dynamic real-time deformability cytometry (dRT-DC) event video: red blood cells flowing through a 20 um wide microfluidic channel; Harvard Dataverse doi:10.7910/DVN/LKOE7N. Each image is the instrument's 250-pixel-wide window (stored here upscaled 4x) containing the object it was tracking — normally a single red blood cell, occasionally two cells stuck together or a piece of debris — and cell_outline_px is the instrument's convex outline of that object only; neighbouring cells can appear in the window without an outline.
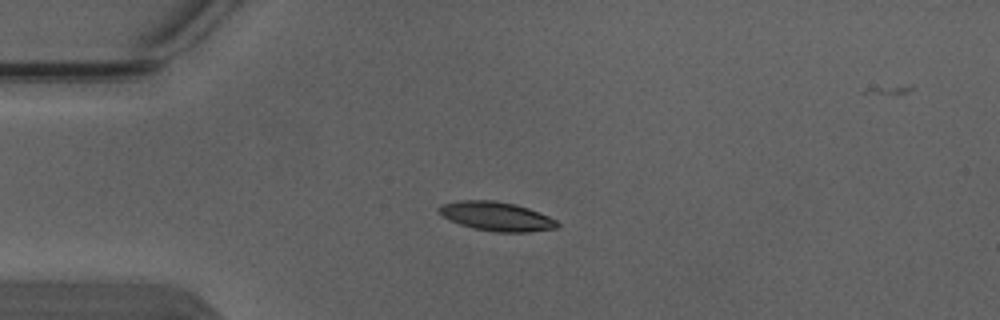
{"species": "Egyptian fruit bat (a non-hibernating species)", "species_latin": "Rousettus aegyptiacus", "temperature_condition": "warm", "stored_images_in_passage": 2, "camera_frame_rate_fps": 3000, "um_per_image_px": 0.085, "animal": {"sex": "male"}, "frame": {"image": 1, "passage_image": 2, "time_ms": 0.333, "image_size_px": [1000, 320], "cell_outline_px": [[560, 224], [556, 228], [528, 232], [496, 232], [472, 228], [448, 220], [436, 212], [436, 208], [440, 204], [460, 200], [496, 200], [516, 204], [528, 208], [548, 216], [556, 220]], "centroid_in_image_um": [42.13, 18.38], "position_along_channel_um": 42.9, "area_um2": 20.29}}